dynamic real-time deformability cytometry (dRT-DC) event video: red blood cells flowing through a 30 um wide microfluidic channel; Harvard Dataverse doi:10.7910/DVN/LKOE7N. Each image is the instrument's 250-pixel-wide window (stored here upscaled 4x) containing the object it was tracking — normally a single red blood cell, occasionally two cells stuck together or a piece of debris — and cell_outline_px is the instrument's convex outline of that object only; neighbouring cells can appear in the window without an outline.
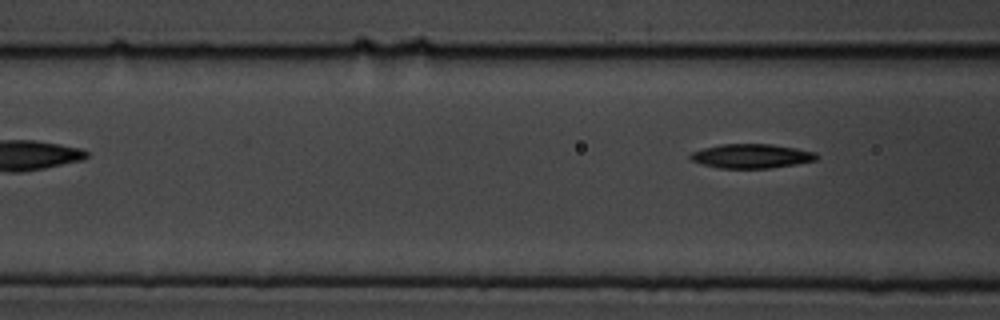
{"species": "common noctule bat (a hibernating species)", "species_latin": "Nyctalus noctula", "temperature_condition": "cold", "stored_images_in_passage": 5, "camera_frame_rate_fps": 3000, "um_per_image_px": 0.085, "animal": {"sex": "male", "body_mass_g": 19.5, "forearm_length_mm": 54.6}, "frame": {"image": 1, "passage_image": 5, "time_ms": 1.333, "image_size_px": [1000, 320], "cell_outline_px": [[820, 156], [816, 160], [796, 164], [768, 168], [720, 168], [704, 164], [692, 160], [688, 156], [692, 152], [704, 148], [720, 144], [772, 144], [796, 148], [816, 152]], "centroid_in_image_um": [63.91, 13.26], "position_along_channel_um": 102.7, "area_um2": 17.74}}